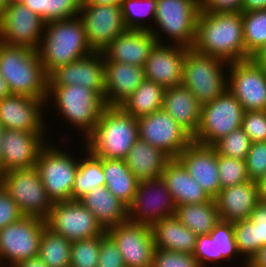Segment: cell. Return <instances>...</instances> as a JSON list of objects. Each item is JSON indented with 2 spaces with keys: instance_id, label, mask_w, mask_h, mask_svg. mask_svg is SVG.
<instances>
[{
  "instance_id": "5b68a950",
  "label": "cell",
  "mask_w": 266,
  "mask_h": 267,
  "mask_svg": "<svg viewBox=\"0 0 266 267\" xmlns=\"http://www.w3.org/2000/svg\"><path fill=\"white\" fill-rule=\"evenodd\" d=\"M52 97V98H51ZM50 99H54L51 101ZM46 106L52 103L75 128L87 138L94 130L100 116L107 107L104 97L97 91L80 85L48 86ZM68 120V121H67Z\"/></svg>"
},
{
  "instance_id": "2e32d148",
  "label": "cell",
  "mask_w": 266,
  "mask_h": 267,
  "mask_svg": "<svg viewBox=\"0 0 266 267\" xmlns=\"http://www.w3.org/2000/svg\"><path fill=\"white\" fill-rule=\"evenodd\" d=\"M137 120L139 138L171 158H177L192 142V137L163 108Z\"/></svg>"
},
{
  "instance_id": "7c38bea8",
  "label": "cell",
  "mask_w": 266,
  "mask_h": 267,
  "mask_svg": "<svg viewBox=\"0 0 266 267\" xmlns=\"http://www.w3.org/2000/svg\"><path fill=\"white\" fill-rule=\"evenodd\" d=\"M176 206L162 177L142 180L128 206V220L152 227L161 219L174 216Z\"/></svg>"
},
{
  "instance_id": "277c9868",
  "label": "cell",
  "mask_w": 266,
  "mask_h": 267,
  "mask_svg": "<svg viewBox=\"0 0 266 267\" xmlns=\"http://www.w3.org/2000/svg\"><path fill=\"white\" fill-rule=\"evenodd\" d=\"M45 72L67 65L93 52L89 46L83 21L79 16L47 22L37 49Z\"/></svg>"
},
{
  "instance_id": "1f68e13d",
  "label": "cell",
  "mask_w": 266,
  "mask_h": 267,
  "mask_svg": "<svg viewBox=\"0 0 266 267\" xmlns=\"http://www.w3.org/2000/svg\"><path fill=\"white\" fill-rule=\"evenodd\" d=\"M155 248L193 254L197 235L186 228L175 216L164 218L152 227Z\"/></svg>"
},
{
  "instance_id": "bcb514c9",
  "label": "cell",
  "mask_w": 266,
  "mask_h": 267,
  "mask_svg": "<svg viewBox=\"0 0 266 267\" xmlns=\"http://www.w3.org/2000/svg\"><path fill=\"white\" fill-rule=\"evenodd\" d=\"M245 162L249 179L258 182L266 172V141L251 143Z\"/></svg>"
},
{
  "instance_id": "836d02e7",
  "label": "cell",
  "mask_w": 266,
  "mask_h": 267,
  "mask_svg": "<svg viewBox=\"0 0 266 267\" xmlns=\"http://www.w3.org/2000/svg\"><path fill=\"white\" fill-rule=\"evenodd\" d=\"M186 228L197 236L209 234L220 221L216 201L176 206L174 215Z\"/></svg>"
},
{
  "instance_id": "9f6ffc18",
  "label": "cell",
  "mask_w": 266,
  "mask_h": 267,
  "mask_svg": "<svg viewBox=\"0 0 266 267\" xmlns=\"http://www.w3.org/2000/svg\"><path fill=\"white\" fill-rule=\"evenodd\" d=\"M12 267H48V266L39 258V256H37L21 261Z\"/></svg>"
},
{
  "instance_id": "9a60e30c",
  "label": "cell",
  "mask_w": 266,
  "mask_h": 267,
  "mask_svg": "<svg viewBox=\"0 0 266 267\" xmlns=\"http://www.w3.org/2000/svg\"><path fill=\"white\" fill-rule=\"evenodd\" d=\"M46 22L21 3H9L0 17V42L10 46L39 48Z\"/></svg>"
},
{
  "instance_id": "8fae6325",
  "label": "cell",
  "mask_w": 266,
  "mask_h": 267,
  "mask_svg": "<svg viewBox=\"0 0 266 267\" xmlns=\"http://www.w3.org/2000/svg\"><path fill=\"white\" fill-rule=\"evenodd\" d=\"M45 220L23 216L0 230V267L37 257Z\"/></svg>"
},
{
  "instance_id": "4dcf8cb0",
  "label": "cell",
  "mask_w": 266,
  "mask_h": 267,
  "mask_svg": "<svg viewBox=\"0 0 266 267\" xmlns=\"http://www.w3.org/2000/svg\"><path fill=\"white\" fill-rule=\"evenodd\" d=\"M172 158L161 149L138 138L125 159L138 181L160 178Z\"/></svg>"
},
{
  "instance_id": "8d00e7d4",
  "label": "cell",
  "mask_w": 266,
  "mask_h": 267,
  "mask_svg": "<svg viewBox=\"0 0 266 267\" xmlns=\"http://www.w3.org/2000/svg\"><path fill=\"white\" fill-rule=\"evenodd\" d=\"M71 248V241L45 227L38 256L48 267H70Z\"/></svg>"
},
{
  "instance_id": "e0dca14e",
  "label": "cell",
  "mask_w": 266,
  "mask_h": 267,
  "mask_svg": "<svg viewBox=\"0 0 266 267\" xmlns=\"http://www.w3.org/2000/svg\"><path fill=\"white\" fill-rule=\"evenodd\" d=\"M79 17L93 51L102 52L126 30L120 5L81 4Z\"/></svg>"
},
{
  "instance_id": "6125c7cd",
  "label": "cell",
  "mask_w": 266,
  "mask_h": 267,
  "mask_svg": "<svg viewBox=\"0 0 266 267\" xmlns=\"http://www.w3.org/2000/svg\"><path fill=\"white\" fill-rule=\"evenodd\" d=\"M4 131H5V128L0 122V175L2 174V162H3L2 139H3Z\"/></svg>"
},
{
  "instance_id": "7402d4cb",
  "label": "cell",
  "mask_w": 266,
  "mask_h": 267,
  "mask_svg": "<svg viewBox=\"0 0 266 267\" xmlns=\"http://www.w3.org/2000/svg\"><path fill=\"white\" fill-rule=\"evenodd\" d=\"M46 133L5 129L2 139V174L35 167L37 156L46 144Z\"/></svg>"
},
{
  "instance_id": "03108f58",
  "label": "cell",
  "mask_w": 266,
  "mask_h": 267,
  "mask_svg": "<svg viewBox=\"0 0 266 267\" xmlns=\"http://www.w3.org/2000/svg\"><path fill=\"white\" fill-rule=\"evenodd\" d=\"M262 66L264 67V70L266 72V62Z\"/></svg>"
},
{
  "instance_id": "52a82bcc",
  "label": "cell",
  "mask_w": 266,
  "mask_h": 267,
  "mask_svg": "<svg viewBox=\"0 0 266 267\" xmlns=\"http://www.w3.org/2000/svg\"><path fill=\"white\" fill-rule=\"evenodd\" d=\"M199 12L200 0H157L155 24H150V32L157 43L162 44L163 35L166 34L172 45L192 48Z\"/></svg>"
},
{
  "instance_id": "b9f144b4",
  "label": "cell",
  "mask_w": 266,
  "mask_h": 267,
  "mask_svg": "<svg viewBox=\"0 0 266 267\" xmlns=\"http://www.w3.org/2000/svg\"><path fill=\"white\" fill-rule=\"evenodd\" d=\"M218 172L221 189L249 181L245 160L235 159L218 153Z\"/></svg>"
},
{
  "instance_id": "4fadbf2b",
  "label": "cell",
  "mask_w": 266,
  "mask_h": 267,
  "mask_svg": "<svg viewBox=\"0 0 266 267\" xmlns=\"http://www.w3.org/2000/svg\"><path fill=\"white\" fill-rule=\"evenodd\" d=\"M45 223L51 231L71 242L106 233L94 214L79 200L54 202Z\"/></svg>"
},
{
  "instance_id": "ba28073f",
  "label": "cell",
  "mask_w": 266,
  "mask_h": 267,
  "mask_svg": "<svg viewBox=\"0 0 266 267\" xmlns=\"http://www.w3.org/2000/svg\"><path fill=\"white\" fill-rule=\"evenodd\" d=\"M46 144L37 156L35 168L51 201L72 200V189L79 169V160L57 146Z\"/></svg>"
},
{
  "instance_id": "ac0fdd59",
  "label": "cell",
  "mask_w": 266,
  "mask_h": 267,
  "mask_svg": "<svg viewBox=\"0 0 266 267\" xmlns=\"http://www.w3.org/2000/svg\"><path fill=\"white\" fill-rule=\"evenodd\" d=\"M106 233L116 243L125 267H152L155 242L150 226L127 219Z\"/></svg>"
},
{
  "instance_id": "db71d44e",
  "label": "cell",
  "mask_w": 266,
  "mask_h": 267,
  "mask_svg": "<svg viewBox=\"0 0 266 267\" xmlns=\"http://www.w3.org/2000/svg\"><path fill=\"white\" fill-rule=\"evenodd\" d=\"M247 267H266V245L249 259Z\"/></svg>"
},
{
  "instance_id": "6da1fadb",
  "label": "cell",
  "mask_w": 266,
  "mask_h": 267,
  "mask_svg": "<svg viewBox=\"0 0 266 267\" xmlns=\"http://www.w3.org/2000/svg\"><path fill=\"white\" fill-rule=\"evenodd\" d=\"M195 51L215 56L228 63L245 60L242 12H199Z\"/></svg>"
},
{
  "instance_id": "44dd1931",
  "label": "cell",
  "mask_w": 266,
  "mask_h": 267,
  "mask_svg": "<svg viewBox=\"0 0 266 267\" xmlns=\"http://www.w3.org/2000/svg\"><path fill=\"white\" fill-rule=\"evenodd\" d=\"M177 159L208 196L214 199L221 190L215 147L192 141Z\"/></svg>"
},
{
  "instance_id": "be15d7a7",
  "label": "cell",
  "mask_w": 266,
  "mask_h": 267,
  "mask_svg": "<svg viewBox=\"0 0 266 267\" xmlns=\"http://www.w3.org/2000/svg\"><path fill=\"white\" fill-rule=\"evenodd\" d=\"M9 5L8 0H0V17L3 15L5 8Z\"/></svg>"
},
{
  "instance_id": "cb8c5ba5",
  "label": "cell",
  "mask_w": 266,
  "mask_h": 267,
  "mask_svg": "<svg viewBox=\"0 0 266 267\" xmlns=\"http://www.w3.org/2000/svg\"><path fill=\"white\" fill-rule=\"evenodd\" d=\"M156 43L150 31L126 29L103 49L104 62H121L143 67Z\"/></svg>"
},
{
  "instance_id": "484cf974",
  "label": "cell",
  "mask_w": 266,
  "mask_h": 267,
  "mask_svg": "<svg viewBox=\"0 0 266 267\" xmlns=\"http://www.w3.org/2000/svg\"><path fill=\"white\" fill-rule=\"evenodd\" d=\"M214 200L220 220L235 222L248 219L260 200L258 183L249 180L245 183L221 189Z\"/></svg>"
},
{
  "instance_id": "f6af8a7d",
  "label": "cell",
  "mask_w": 266,
  "mask_h": 267,
  "mask_svg": "<svg viewBox=\"0 0 266 267\" xmlns=\"http://www.w3.org/2000/svg\"><path fill=\"white\" fill-rule=\"evenodd\" d=\"M242 129L252 143L266 141V110L245 111Z\"/></svg>"
},
{
  "instance_id": "8992f818",
  "label": "cell",
  "mask_w": 266,
  "mask_h": 267,
  "mask_svg": "<svg viewBox=\"0 0 266 267\" xmlns=\"http://www.w3.org/2000/svg\"><path fill=\"white\" fill-rule=\"evenodd\" d=\"M229 63L215 56L205 55L188 48L186 52L182 82L203 105L220 96L228 84V69L224 68Z\"/></svg>"
},
{
  "instance_id": "e7e4bbea",
  "label": "cell",
  "mask_w": 266,
  "mask_h": 267,
  "mask_svg": "<svg viewBox=\"0 0 266 267\" xmlns=\"http://www.w3.org/2000/svg\"><path fill=\"white\" fill-rule=\"evenodd\" d=\"M23 0H8L9 3H21Z\"/></svg>"
},
{
  "instance_id": "4316f807",
  "label": "cell",
  "mask_w": 266,
  "mask_h": 267,
  "mask_svg": "<svg viewBox=\"0 0 266 267\" xmlns=\"http://www.w3.org/2000/svg\"><path fill=\"white\" fill-rule=\"evenodd\" d=\"M106 106H120L146 78L144 68L121 62H104Z\"/></svg>"
},
{
  "instance_id": "681fc988",
  "label": "cell",
  "mask_w": 266,
  "mask_h": 267,
  "mask_svg": "<svg viewBox=\"0 0 266 267\" xmlns=\"http://www.w3.org/2000/svg\"><path fill=\"white\" fill-rule=\"evenodd\" d=\"M22 217L17 203L0 186V230Z\"/></svg>"
},
{
  "instance_id": "680465c9",
  "label": "cell",
  "mask_w": 266,
  "mask_h": 267,
  "mask_svg": "<svg viewBox=\"0 0 266 267\" xmlns=\"http://www.w3.org/2000/svg\"><path fill=\"white\" fill-rule=\"evenodd\" d=\"M11 95L10 89L8 87L7 81L0 73V100Z\"/></svg>"
},
{
  "instance_id": "d4e9b609",
  "label": "cell",
  "mask_w": 266,
  "mask_h": 267,
  "mask_svg": "<svg viewBox=\"0 0 266 267\" xmlns=\"http://www.w3.org/2000/svg\"><path fill=\"white\" fill-rule=\"evenodd\" d=\"M238 256L233 222L220 220L209 234L198 235L193 256L198 260L201 267H206V262L216 264L229 261ZM238 254V255H237Z\"/></svg>"
},
{
  "instance_id": "3957f363",
  "label": "cell",
  "mask_w": 266,
  "mask_h": 267,
  "mask_svg": "<svg viewBox=\"0 0 266 267\" xmlns=\"http://www.w3.org/2000/svg\"><path fill=\"white\" fill-rule=\"evenodd\" d=\"M0 73L11 94L46 99L48 74L35 49L0 42Z\"/></svg>"
},
{
  "instance_id": "94428289",
  "label": "cell",
  "mask_w": 266,
  "mask_h": 267,
  "mask_svg": "<svg viewBox=\"0 0 266 267\" xmlns=\"http://www.w3.org/2000/svg\"><path fill=\"white\" fill-rule=\"evenodd\" d=\"M257 183H258V188H259V196H260V199L266 200V172L258 180Z\"/></svg>"
},
{
  "instance_id": "30bf717a",
  "label": "cell",
  "mask_w": 266,
  "mask_h": 267,
  "mask_svg": "<svg viewBox=\"0 0 266 267\" xmlns=\"http://www.w3.org/2000/svg\"><path fill=\"white\" fill-rule=\"evenodd\" d=\"M244 109L228 88L202 105L200 123L192 141L213 146L223 136L242 127Z\"/></svg>"
},
{
  "instance_id": "c3c4849f",
  "label": "cell",
  "mask_w": 266,
  "mask_h": 267,
  "mask_svg": "<svg viewBox=\"0 0 266 267\" xmlns=\"http://www.w3.org/2000/svg\"><path fill=\"white\" fill-rule=\"evenodd\" d=\"M97 267H125L116 243L107 233L101 237Z\"/></svg>"
},
{
  "instance_id": "83f0119b",
  "label": "cell",
  "mask_w": 266,
  "mask_h": 267,
  "mask_svg": "<svg viewBox=\"0 0 266 267\" xmlns=\"http://www.w3.org/2000/svg\"><path fill=\"white\" fill-rule=\"evenodd\" d=\"M191 137L198 129L202 104L192 92L180 84L167 88L162 107Z\"/></svg>"
},
{
  "instance_id": "ab89813d",
  "label": "cell",
  "mask_w": 266,
  "mask_h": 267,
  "mask_svg": "<svg viewBox=\"0 0 266 267\" xmlns=\"http://www.w3.org/2000/svg\"><path fill=\"white\" fill-rule=\"evenodd\" d=\"M103 235L72 242L70 267H97Z\"/></svg>"
},
{
  "instance_id": "ee69618b",
  "label": "cell",
  "mask_w": 266,
  "mask_h": 267,
  "mask_svg": "<svg viewBox=\"0 0 266 267\" xmlns=\"http://www.w3.org/2000/svg\"><path fill=\"white\" fill-rule=\"evenodd\" d=\"M152 267H201L193 254L155 248Z\"/></svg>"
},
{
  "instance_id": "5bb4252c",
  "label": "cell",
  "mask_w": 266,
  "mask_h": 267,
  "mask_svg": "<svg viewBox=\"0 0 266 267\" xmlns=\"http://www.w3.org/2000/svg\"><path fill=\"white\" fill-rule=\"evenodd\" d=\"M228 90L244 111L266 110V72L252 58L228 66Z\"/></svg>"
},
{
  "instance_id": "f5cc1de1",
  "label": "cell",
  "mask_w": 266,
  "mask_h": 267,
  "mask_svg": "<svg viewBox=\"0 0 266 267\" xmlns=\"http://www.w3.org/2000/svg\"><path fill=\"white\" fill-rule=\"evenodd\" d=\"M21 4L38 14L47 23V0H23Z\"/></svg>"
},
{
  "instance_id": "d590c367",
  "label": "cell",
  "mask_w": 266,
  "mask_h": 267,
  "mask_svg": "<svg viewBox=\"0 0 266 267\" xmlns=\"http://www.w3.org/2000/svg\"><path fill=\"white\" fill-rule=\"evenodd\" d=\"M87 155L79 160V169L72 189V200H79L91 190L105 186L102 159L95 157L88 150Z\"/></svg>"
},
{
  "instance_id": "7bdbcfd3",
  "label": "cell",
  "mask_w": 266,
  "mask_h": 267,
  "mask_svg": "<svg viewBox=\"0 0 266 267\" xmlns=\"http://www.w3.org/2000/svg\"><path fill=\"white\" fill-rule=\"evenodd\" d=\"M233 229L238 253L245 257L243 266L247 267V262L257 252L256 224L248 218L233 222Z\"/></svg>"
},
{
  "instance_id": "11a10c76",
  "label": "cell",
  "mask_w": 266,
  "mask_h": 267,
  "mask_svg": "<svg viewBox=\"0 0 266 267\" xmlns=\"http://www.w3.org/2000/svg\"><path fill=\"white\" fill-rule=\"evenodd\" d=\"M255 10H266V0H244L242 12H251Z\"/></svg>"
},
{
  "instance_id": "91938a15",
  "label": "cell",
  "mask_w": 266,
  "mask_h": 267,
  "mask_svg": "<svg viewBox=\"0 0 266 267\" xmlns=\"http://www.w3.org/2000/svg\"><path fill=\"white\" fill-rule=\"evenodd\" d=\"M252 59L260 65L266 62V44L252 57Z\"/></svg>"
},
{
  "instance_id": "f907efd6",
  "label": "cell",
  "mask_w": 266,
  "mask_h": 267,
  "mask_svg": "<svg viewBox=\"0 0 266 267\" xmlns=\"http://www.w3.org/2000/svg\"><path fill=\"white\" fill-rule=\"evenodd\" d=\"M249 219L256 224L257 234V251L266 245V200L260 199L252 212Z\"/></svg>"
},
{
  "instance_id": "603a6c76",
  "label": "cell",
  "mask_w": 266,
  "mask_h": 267,
  "mask_svg": "<svg viewBox=\"0 0 266 267\" xmlns=\"http://www.w3.org/2000/svg\"><path fill=\"white\" fill-rule=\"evenodd\" d=\"M164 42L155 44L143 68L146 79L167 89L181 84L188 48Z\"/></svg>"
},
{
  "instance_id": "6f0895ef",
  "label": "cell",
  "mask_w": 266,
  "mask_h": 267,
  "mask_svg": "<svg viewBox=\"0 0 266 267\" xmlns=\"http://www.w3.org/2000/svg\"><path fill=\"white\" fill-rule=\"evenodd\" d=\"M122 0H82V4L91 5H121Z\"/></svg>"
},
{
  "instance_id": "d6986e66",
  "label": "cell",
  "mask_w": 266,
  "mask_h": 267,
  "mask_svg": "<svg viewBox=\"0 0 266 267\" xmlns=\"http://www.w3.org/2000/svg\"><path fill=\"white\" fill-rule=\"evenodd\" d=\"M105 65L102 52L93 51L48 74V86L80 85L105 95Z\"/></svg>"
},
{
  "instance_id": "60d3db41",
  "label": "cell",
  "mask_w": 266,
  "mask_h": 267,
  "mask_svg": "<svg viewBox=\"0 0 266 267\" xmlns=\"http://www.w3.org/2000/svg\"><path fill=\"white\" fill-rule=\"evenodd\" d=\"M251 143L247 134L240 127L223 136L213 146L220 155L245 160Z\"/></svg>"
},
{
  "instance_id": "f1b7e54d",
  "label": "cell",
  "mask_w": 266,
  "mask_h": 267,
  "mask_svg": "<svg viewBox=\"0 0 266 267\" xmlns=\"http://www.w3.org/2000/svg\"><path fill=\"white\" fill-rule=\"evenodd\" d=\"M161 177L177 206L205 203L211 199L177 158L166 164Z\"/></svg>"
},
{
  "instance_id": "f546056e",
  "label": "cell",
  "mask_w": 266,
  "mask_h": 267,
  "mask_svg": "<svg viewBox=\"0 0 266 267\" xmlns=\"http://www.w3.org/2000/svg\"><path fill=\"white\" fill-rule=\"evenodd\" d=\"M79 201L94 214L105 231L128 219V207L105 186L91 190Z\"/></svg>"
},
{
  "instance_id": "816d5d0a",
  "label": "cell",
  "mask_w": 266,
  "mask_h": 267,
  "mask_svg": "<svg viewBox=\"0 0 266 267\" xmlns=\"http://www.w3.org/2000/svg\"><path fill=\"white\" fill-rule=\"evenodd\" d=\"M244 0H200V11L206 13L242 12Z\"/></svg>"
},
{
  "instance_id": "e575fe53",
  "label": "cell",
  "mask_w": 266,
  "mask_h": 267,
  "mask_svg": "<svg viewBox=\"0 0 266 267\" xmlns=\"http://www.w3.org/2000/svg\"><path fill=\"white\" fill-rule=\"evenodd\" d=\"M165 90L164 87L145 78L120 107L136 119L146 116L162 109Z\"/></svg>"
},
{
  "instance_id": "d6a6232c",
  "label": "cell",
  "mask_w": 266,
  "mask_h": 267,
  "mask_svg": "<svg viewBox=\"0 0 266 267\" xmlns=\"http://www.w3.org/2000/svg\"><path fill=\"white\" fill-rule=\"evenodd\" d=\"M105 187L127 207L132 203L139 181L121 159H102Z\"/></svg>"
},
{
  "instance_id": "7a4b0ae2",
  "label": "cell",
  "mask_w": 266,
  "mask_h": 267,
  "mask_svg": "<svg viewBox=\"0 0 266 267\" xmlns=\"http://www.w3.org/2000/svg\"><path fill=\"white\" fill-rule=\"evenodd\" d=\"M138 138V120L120 106H107L84 145L97 158L125 160Z\"/></svg>"
},
{
  "instance_id": "74e56055",
  "label": "cell",
  "mask_w": 266,
  "mask_h": 267,
  "mask_svg": "<svg viewBox=\"0 0 266 267\" xmlns=\"http://www.w3.org/2000/svg\"><path fill=\"white\" fill-rule=\"evenodd\" d=\"M245 60L251 59L266 44V10L242 12Z\"/></svg>"
},
{
  "instance_id": "ffe728a7",
  "label": "cell",
  "mask_w": 266,
  "mask_h": 267,
  "mask_svg": "<svg viewBox=\"0 0 266 267\" xmlns=\"http://www.w3.org/2000/svg\"><path fill=\"white\" fill-rule=\"evenodd\" d=\"M46 99L11 94L0 100V122L5 129L46 133L43 108ZM45 125V126H44Z\"/></svg>"
},
{
  "instance_id": "7dc6e473",
  "label": "cell",
  "mask_w": 266,
  "mask_h": 267,
  "mask_svg": "<svg viewBox=\"0 0 266 267\" xmlns=\"http://www.w3.org/2000/svg\"><path fill=\"white\" fill-rule=\"evenodd\" d=\"M82 0H47V22L79 16Z\"/></svg>"
},
{
  "instance_id": "9c48e42d",
  "label": "cell",
  "mask_w": 266,
  "mask_h": 267,
  "mask_svg": "<svg viewBox=\"0 0 266 267\" xmlns=\"http://www.w3.org/2000/svg\"><path fill=\"white\" fill-rule=\"evenodd\" d=\"M0 186L17 203L23 216L45 220L53 206L38 170H13L0 175Z\"/></svg>"
},
{
  "instance_id": "f35d334b",
  "label": "cell",
  "mask_w": 266,
  "mask_h": 267,
  "mask_svg": "<svg viewBox=\"0 0 266 267\" xmlns=\"http://www.w3.org/2000/svg\"><path fill=\"white\" fill-rule=\"evenodd\" d=\"M120 6L126 29L150 31V26L144 19L150 17L149 20L153 19L154 23L157 0H122Z\"/></svg>"
}]
</instances>
